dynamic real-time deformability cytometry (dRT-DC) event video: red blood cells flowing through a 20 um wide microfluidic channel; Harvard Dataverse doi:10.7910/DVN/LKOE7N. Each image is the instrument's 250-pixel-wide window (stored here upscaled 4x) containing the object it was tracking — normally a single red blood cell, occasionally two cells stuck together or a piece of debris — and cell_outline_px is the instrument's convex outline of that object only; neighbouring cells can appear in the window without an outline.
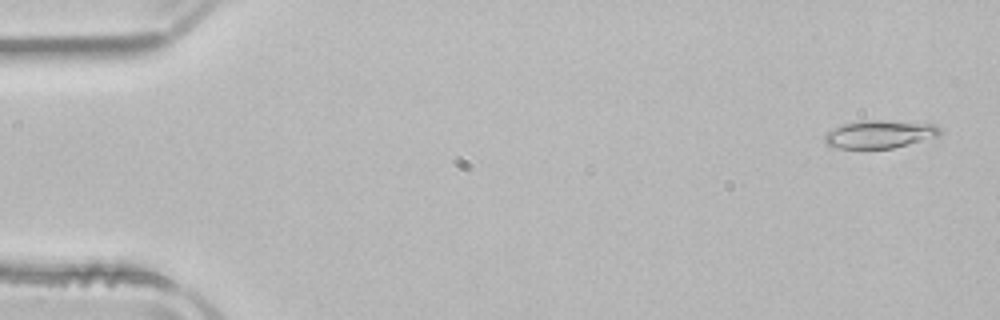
{"species": "common noctule bat (a hibernating species)", "species_latin": "Nyctalus noctula", "temperature_condition": "room temperature", "stored_images_in_passage": 51, "camera_frame_rate_fps": 3000, "um_per_image_px": 0.085, "animal": {"sex": "male", "body_mass_g": 21.5, "forearm_length_mm": 52.0}, "frame": {"image": 1, "passage_image": 2, "time_ms": 0.333, "image_size_px": [1000, 320], "cell_outline_px": [[944, 128], [940, 136], [892, 148], [836, 148], [824, 144], [824, 136], [828, 132], [844, 124], [860, 120], [888, 120], [936, 124]], "centroid_in_image_um": [74.84, 11.4], "position_along_channel_um": 10.2, "area_um2": 18.96}}
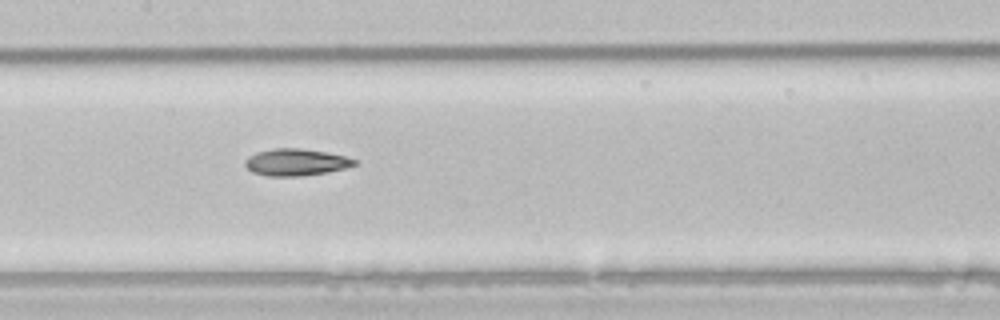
{"frame": {"image": 2, "passage_image": 25, "time_ms": 8.0, "image_size_px": [1000, 320], "cell_outline_px": [[356, 164], [344, 168], [328, 172], [300, 176], [268, 176], [252, 172], [244, 164], [244, 160], [248, 156], [256, 152], [276, 148], [300, 148], [324, 152], [344, 156], [356, 160]], "centroid_in_image_um": [25.1, 13.79], "position_along_channel_um": 182.3, "area_um2": 16.99}}
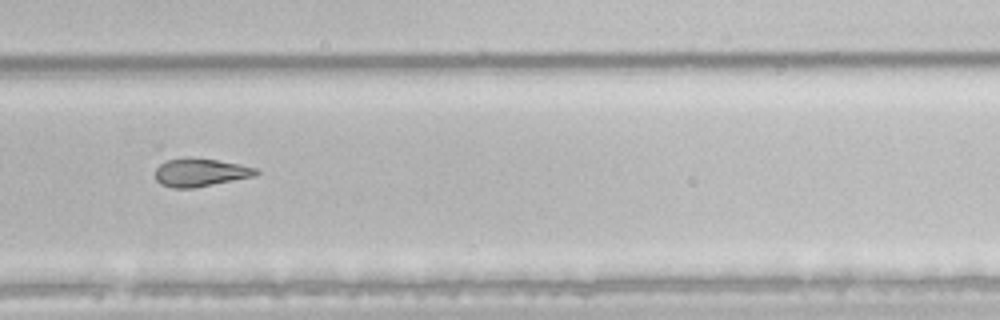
{"frame": {"image": 3, "passage_image": 35, "time_ms": 11.333, "image_size_px": [1000, 320], "cell_outline_px": [[260, 172], [256, 176], [192, 188], [172, 188], [160, 184], [156, 180], [156, 168], [160, 164], [168, 160], [184, 156], [188, 156], [216, 160], [240, 164], [256, 168]], "centroid_in_image_um": [17.02, 14.65], "position_along_channel_um": 312.8, "area_um2": 16.65}, "authors_computed_cell_mechanics": {"area_um2": 17.918, "velocity_mm_per_s": 3.943, "shape_relaxation_time_tau1_ms": 5.6096, "shape_relaxation_time_tau2_ms": 8.3381, "deformation_change_tau1": 0.143, "deformation_change_tau2": 0.18}}